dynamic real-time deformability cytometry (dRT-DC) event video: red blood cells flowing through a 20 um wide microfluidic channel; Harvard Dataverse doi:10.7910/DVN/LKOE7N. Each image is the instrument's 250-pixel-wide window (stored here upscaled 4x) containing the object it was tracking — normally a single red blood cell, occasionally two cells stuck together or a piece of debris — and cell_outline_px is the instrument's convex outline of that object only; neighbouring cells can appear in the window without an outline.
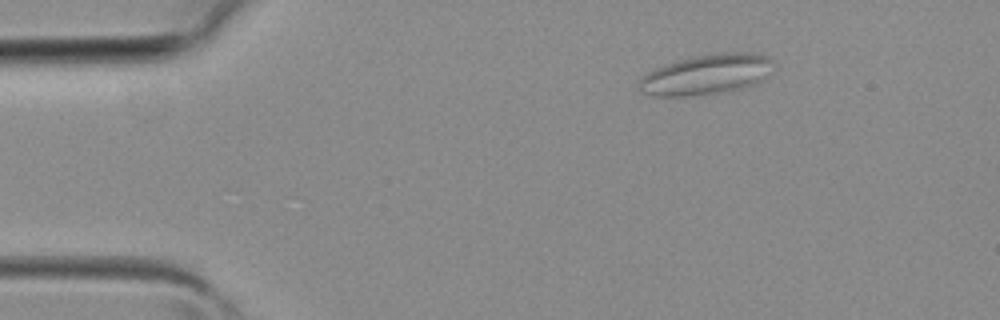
{"species": "common noctule bat (a hibernating species)", "species_latin": "Nyctalus noctula", "temperature_condition": "room temperature", "stored_images_in_passage": 3, "camera_frame_rate_fps": 3000, "um_per_image_px": 0.085, "animal": {"sex": "female", "body_mass_g": 19.3, "forearm_length_mm": 54.1}, "frame": {"image": 1, "passage_image": 2, "time_ms": 0.333, "image_size_px": [1000, 320], "cell_outline_px": [[776, 68], [764, 80], [756, 84], [728, 92], [692, 96], [656, 96], [640, 92], [636, 84], [648, 72], [656, 68], [680, 60], [696, 56], [720, 52], [752, 52], [768, 56], [776, 64]], "centroid_in_image_um": [60.14, 6.34], "position_along_channel_um": 24.9, "area_um2": 32.08}}